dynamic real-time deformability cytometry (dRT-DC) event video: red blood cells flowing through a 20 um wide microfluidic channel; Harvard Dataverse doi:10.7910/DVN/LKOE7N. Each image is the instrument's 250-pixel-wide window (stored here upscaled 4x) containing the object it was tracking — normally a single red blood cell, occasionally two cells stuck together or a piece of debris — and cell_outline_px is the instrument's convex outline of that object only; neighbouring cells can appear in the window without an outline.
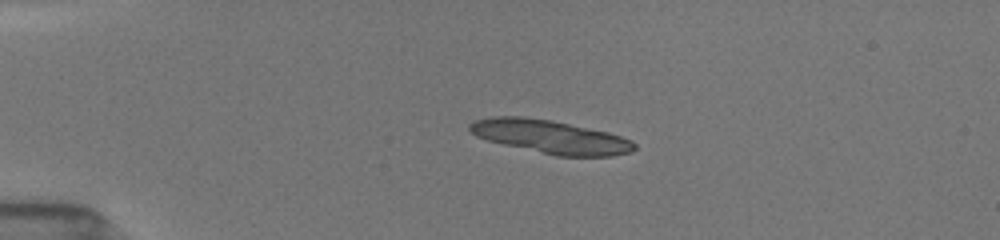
{"species": "common noctule bat (a hibernating species)", "species_latin": "Nyctalus noctula", "temperature_condition": "room temperature", "stored_images_in_passage": 42, "segment_of_instrument_passage": [1, 2], "camera_frame_rate_fps": 3000, "um_per_image_px": 0.085, "animal": {"sex": "female", "body_mass_g": 19.5, "forearm_length_mm": 54.1}, "frame": {"image": 1, "passage_image": 1, "time_ms": 0.0, "image_size_px": [1000, 240], "cell_outline_px": [[636, 148], [632, 152], [612, 156], [556, 156], [504, 144], [488, 140], [476, 136], [468, 132], [468, 124], [476, 120], [492, 116], [524, 116], [552, 120], [608, 132], [632, 140], [636, 144]], "centroid_in_image_um": [46.78, 11.62], "position_along_channel_um": 38.2, "area_um2": 32.14}}